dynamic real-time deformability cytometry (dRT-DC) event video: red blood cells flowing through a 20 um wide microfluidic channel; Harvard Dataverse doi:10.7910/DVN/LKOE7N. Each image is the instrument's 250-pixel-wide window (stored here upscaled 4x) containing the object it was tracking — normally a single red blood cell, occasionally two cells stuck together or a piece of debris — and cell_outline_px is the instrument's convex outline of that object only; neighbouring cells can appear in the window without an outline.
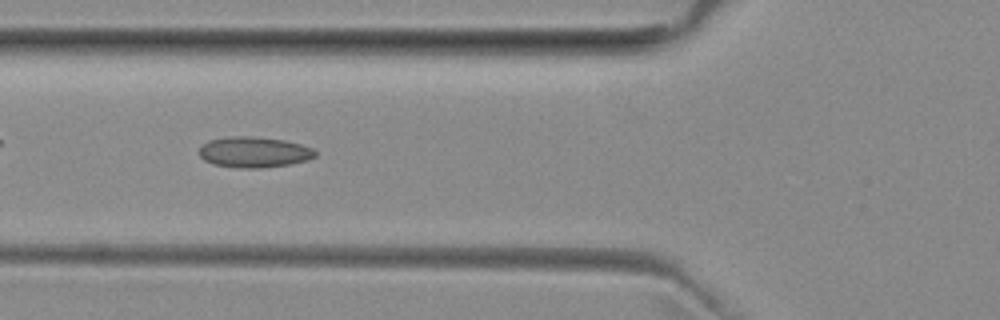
{"species": "common noctule bat (a hibernating species)", "species_latin": "Nyctalus noctula", "temperature_condition": "room temperature", "stored_images_in_passage": 42, "camera_frame_rate_fps": 3000, "um_per_image_px": 0.085, "animal": {"sex": "female", "body_mass_g": 29.2, "forearm_length_mm": 56.3}, "frame": {"image": 1, "passage_image": 8, "time_ms": 2.333, "image_size_px": [1000, 320], "cell_outline_px": [[316, 156], [308, 160], [292, 164], [260, 168], [240, 168], [212, 164], [204, 160], [200, 156], [200, 144], [208, 140], [232, 136], [248, 136], [284, 140], [300, 144], [312, 148], [316, 152]], "centroid_in_image_um": [21.58, 12.93], "position_along_channel_um": 104.2, "area_um2": 20.87}}
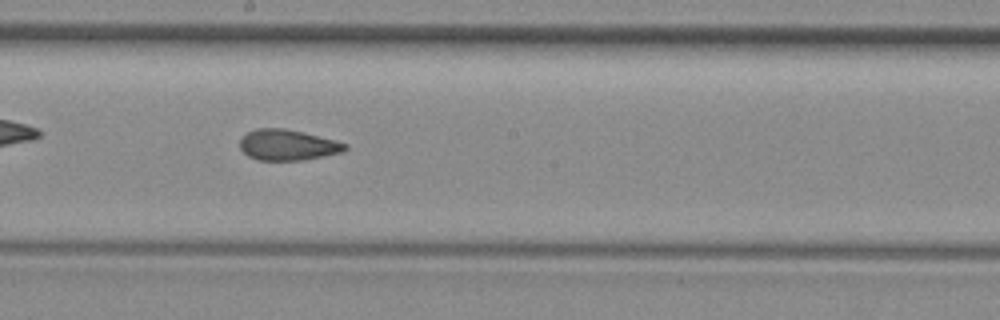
{"frame": {"image": 2, "passage_image": 17, "time_ms": 5.333, "image_size_px": [1000, 320], "cell_outline_px": [[348, 148], [344, 152], [304, 160], [256, 160], [248, 156], [240, 148], [240, 140], [248, 132], [256, 128], [284, 128], [304, 132], [336, 140], [348, 144]], "centroid_in_image_um": [24.48, 12.32], "position_along_channel_um": 223.7, "area_um2": 19.02}}
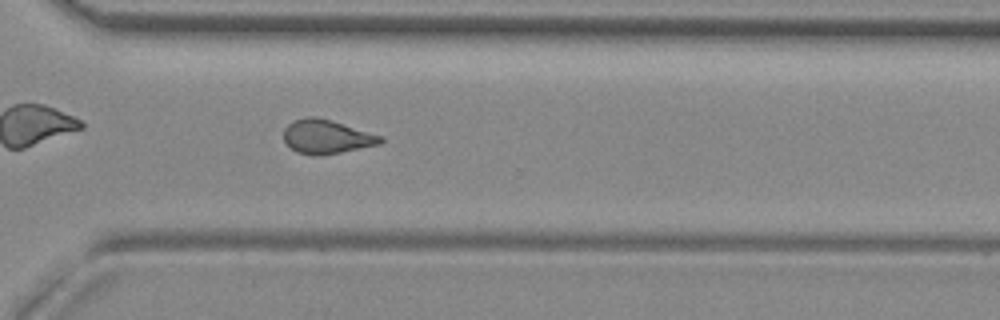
{"frame": {"image": 3, "passage_image": 26, "time_ms": 8.333, "image_size_px": [1000, 320], "cell_outline_px": [[384, 140], [380, 144], [320, 156], [312, 156], [296, 152], [284, 140], [284, 128], [292, 120], [308, 116], [312, 116], [332, 120], [384, 136]], "centroid_in_image_um": [27.76, 11.61], "position_along_channel_um": 342.8, "area_um2": 19.31}, "authors_computed_cell_mechanics": {"area_um2": 19.1896, "velocity_mm_per_s": 3.9766, "shape_relaxation_time_tau1_ms": null, "shape_relaxation_time_tau2_ms": 2.1252, "deformation_change_tau1": null, "deformation_change_tau2": 0.0934}}